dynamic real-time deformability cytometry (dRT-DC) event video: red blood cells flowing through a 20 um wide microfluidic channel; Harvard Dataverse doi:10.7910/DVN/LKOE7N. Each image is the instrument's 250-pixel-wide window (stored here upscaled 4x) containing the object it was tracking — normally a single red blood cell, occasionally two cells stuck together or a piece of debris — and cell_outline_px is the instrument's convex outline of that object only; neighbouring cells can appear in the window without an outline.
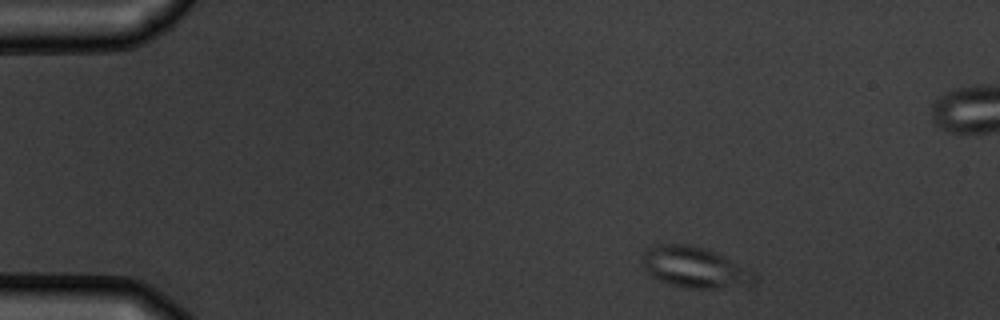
{"species": "common noctule bat (a hibernating species)", "species_latin": "Nyctalus noctula", "temperature_condition": "warm", "stored_images_in_passage": 7, "camera_frame_rate_fps": 3000, "um_per_image_px": 0.085, "animal": {"sex": "male", "body_mass_g": 19.5, "forearm_length_mm": 54.6}, "frame": {"image": 1, "passage_image": 1, "time_ms": 0.0, "image_size_px": [1000, 320], "cell_outline_px": [[756, 276], [752, 284], [748, 288], [684, 288], [656, 280], [644, 268], [640, 260], [644, 252], [652, 244], [688, 244], [704, 248], [716, 252], [756, 272]], "centroid_in_image_um": [59.07, 22.74], "position_along_channel_um": 25.9, "area_um2": 27.34}}
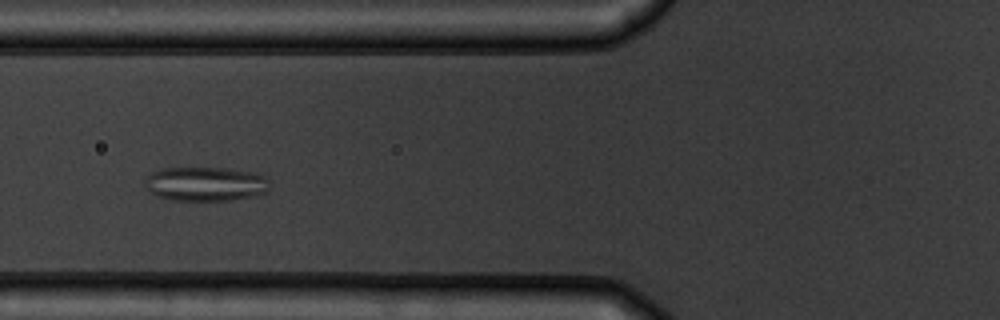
{"frame": {"image": 2, "passage_image": 5, "time_ms": 4.333, "image_size_px": [1000, 320], "cell_outline_px": [[272, 184], [268, 192], [252, 196], [232, 200], [172, 200], [156, 196], [144, 184], [144, 180], [152, 172], [160, 168], [224, 168], [256, 172], [264, 176]], "centroid_in_image_um": [17.51, 15.63], "position_along_channel_um": 108.3, "area_um2": 25.09}}
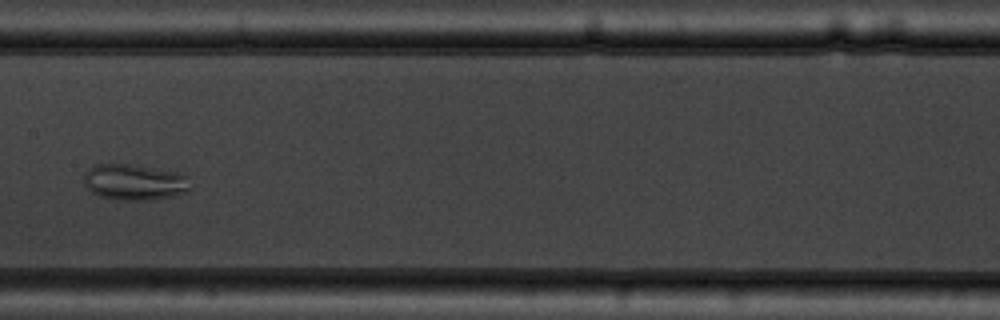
{"frame": {"image": 3, "passage_image": 7, "time_ms": 6.667, "image_size_px": [1000, 320], "cell_outline_px": [[192, 188], [188, 192], [172, 196], [152, 200], [120, 200], [100, 196], [92, 192], [84, 184], [84, 172], [88, 168], [96, 164], [128, 164], [176, 172], [188, 176]], "centroid_in_image_um": [11.44, 15.49], "position_along_channel_um": 196.0, "area_um2": 22.43}}